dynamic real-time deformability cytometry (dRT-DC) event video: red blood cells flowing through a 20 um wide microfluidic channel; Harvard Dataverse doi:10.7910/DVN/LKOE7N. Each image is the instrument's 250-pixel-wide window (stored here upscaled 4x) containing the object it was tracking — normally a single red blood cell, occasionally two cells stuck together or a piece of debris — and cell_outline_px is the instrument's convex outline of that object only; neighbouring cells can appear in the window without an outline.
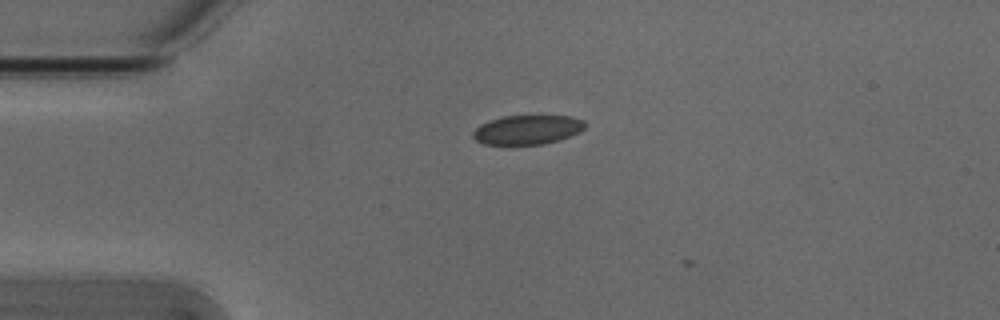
{"species": "Egyptian fruit bat (a non-hibernating species)", "species_latin": "Rousettus aegyptiacus", "temperature_condition": "cold", "stored_images_in_passage": 3, "camera_frame_rate_fps": 3000, "um_per_image_px": 0.085, "animal": {"sex": "male"}, "frame": {"image": 1, "passage_image": 1, "time_ms": 0.0, "image_size_px": [1000, 320], "cell_outline_px": [[584, 128], [580, 132], [572, 136], [560, 140], [540, 144], [484, 144], [476, 140], [472, 136], [472, 132], [480, 124], [488, 120], [504, 116], [568, 116], [584, 120]], "centroid_in_image_um": [44.82, 11.02], "position_along_channel_um": 40.2, "area_um2": 19.07}}